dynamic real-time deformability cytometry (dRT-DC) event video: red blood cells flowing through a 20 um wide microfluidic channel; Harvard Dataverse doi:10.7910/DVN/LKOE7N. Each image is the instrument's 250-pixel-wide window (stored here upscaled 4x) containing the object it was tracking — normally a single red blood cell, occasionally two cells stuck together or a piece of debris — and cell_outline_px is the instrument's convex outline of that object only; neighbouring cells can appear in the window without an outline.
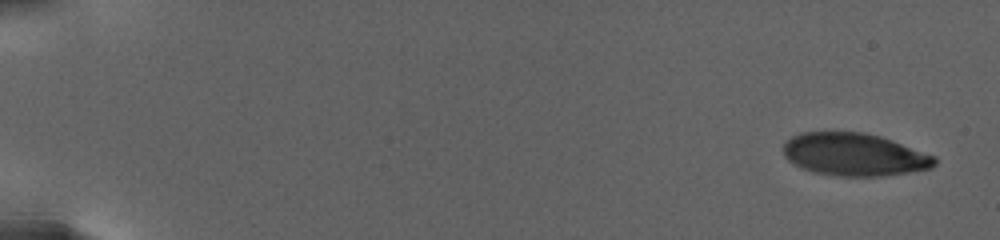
{"species": "human", "species_latin": "Homo sapiens", "temperature_condition": "warm", "stored_images_in_passage": 20, "camera_frame_rate_fps": 3000, "um_per_image_px": 0.085, "donor": {"sex": "female"}, "frame": {"image": 1, "passage_image": 1, "time_ms": 0.0, "image_size_px": [1000, 240], "cell_outline_px": [[936, 164], [932, 168], [888, 176], [836, 176], [812, 172], [800, 168], [788, 160], [784, 156], [784, 144], [792, 136], [800, 132], [864, 132], [880, 136], [892, 140], [936, 156]], "centroid_in_image_um": [72.62, 13.14], "position_along_channel_um": 12.4, "area_um2": 37.92}}